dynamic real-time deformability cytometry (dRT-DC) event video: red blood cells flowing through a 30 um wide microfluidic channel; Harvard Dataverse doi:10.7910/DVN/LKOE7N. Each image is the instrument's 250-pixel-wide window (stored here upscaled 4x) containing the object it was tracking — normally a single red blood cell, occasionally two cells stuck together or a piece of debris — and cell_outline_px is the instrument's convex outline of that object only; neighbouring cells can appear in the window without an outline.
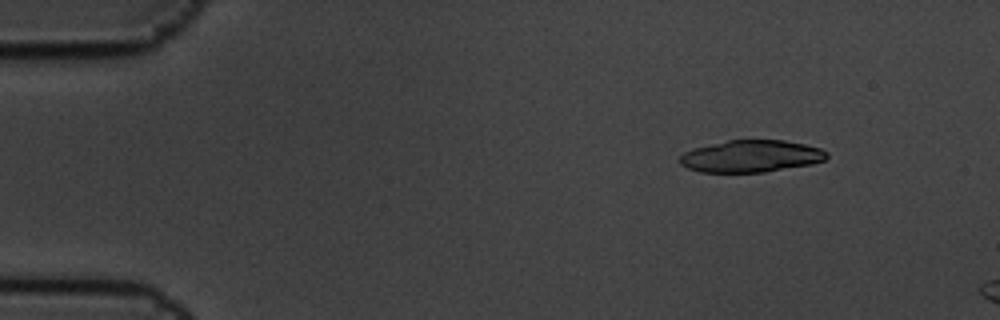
{"species": "common noctule bat (a hibernating species)", "species_latin": "Nyctalus noctula", "temperature_condition": "cold", "stored_images_in_passage": 4, "camera_frame_rate_fps": 3000, "um_per_image_px": 0.085, "animal": {"sex": "male", "body_mass_g": 19.5, "forearm_length_mm": 54.6}, "frame": {"image": 1, "passage_image": 2, "time_ms": 0.333, "image_size_px": [1000, 320], "cell_outline_px": [[828, 156], [824, 160], [812, 164], [764, 172], [700, 172], [688, 168], [680, 164], [680, 156], [684, 152], [692, 148], [728, 140], [784, 140], [804, 144], [820, 148], [828, 152]], "centroid_in_image_um": [63.83, 13.27], "position_along_channel_um": 21.2, "area_um2": 27.46}}